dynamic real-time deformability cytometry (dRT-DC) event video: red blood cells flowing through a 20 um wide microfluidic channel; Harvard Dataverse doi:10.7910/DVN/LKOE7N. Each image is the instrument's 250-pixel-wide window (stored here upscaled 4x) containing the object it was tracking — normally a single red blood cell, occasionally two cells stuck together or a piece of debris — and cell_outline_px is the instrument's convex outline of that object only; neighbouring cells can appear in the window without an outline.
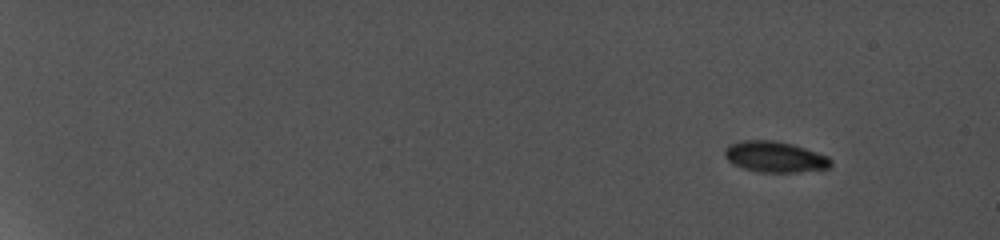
{"species": "common noctule bat (a hibernating species)", "species_latin": "Nyctalus noctula", "temperature_condition": "cold", "stored_images_in_passage": 9, "camera_frame_rate_fps": 5000, "um_per_image_px": 0.085, "animal": {"sex": "female", "body_mass_g": 19.0, "forearm_length_mm": 56.7}, "frame": {"image": 1, "passage_image": 1, "time_ms": 0.0, "image_size_px": [1000, 240], "cell_outline_px": [[832, 164], [828, 168], [788, 172], [772, 172], [748, 168], [736, 164], [728, 160], [724, 152], [732, 144], [748, 140], [772, 140], [804, 148], [824, 156]], "centroid_in_image_um": [65.86, 13.32], "position_along_channel_um": 19.1, "area_um2": 17.8}}
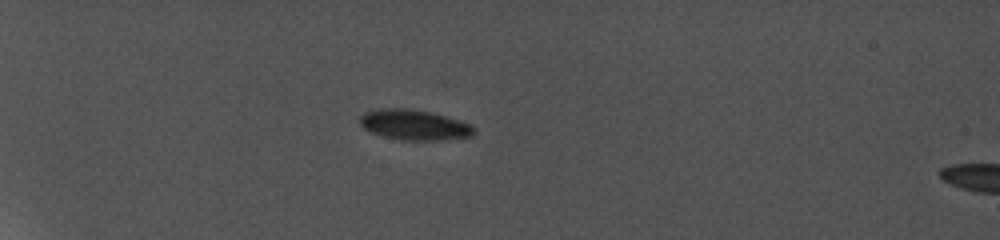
{"frame": {"image": 2, "passage_image": 6, "time_ms": 4.6, "image_size_px": [1000, 240], "cell_outline_px": [[472, 132], [468, 136], [424, 140], [408, 140], [388, 136], [364, 128], [360, 124], [360, 116], [368, 112], [384, 108], [400, 108], [428, 112], [444, 116], [468, 124], [472, 128]], "centroid_in_image_um": [35.14, 10.59], "position_along_channel_um": 49.9, "area_um2": 18.73}}
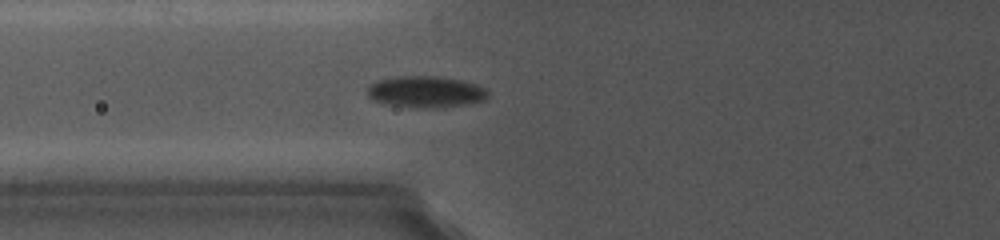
{"frame": {"image": 3, "passage_image": 9, "time_ms": 7.2, "image_size_px": [1000, 240], "cell_outline_px": [[484, 96], [480, 100], [456, 104], [388, 104], [376, 100], [368, 96], [368, 88], [372, 84], [380, 80], [400, 76], [436, 76], [456, 80], [472, 84], [480, 88], [484, 92]], "centroid_in_image_um": [36.04, 7.72], "position_along_channel_um": 89.8, "area_um2": 19.54}}